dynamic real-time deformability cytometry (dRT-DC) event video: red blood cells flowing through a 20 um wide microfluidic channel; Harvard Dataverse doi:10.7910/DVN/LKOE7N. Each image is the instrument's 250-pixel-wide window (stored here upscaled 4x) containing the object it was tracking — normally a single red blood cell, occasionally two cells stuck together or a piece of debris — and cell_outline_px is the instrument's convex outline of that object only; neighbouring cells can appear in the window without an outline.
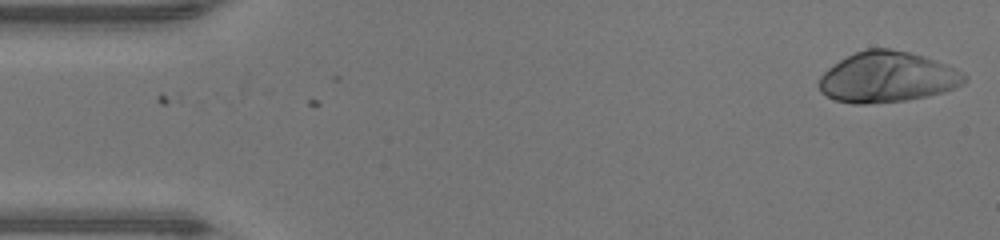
{"species": "human", "species_latin": "Homo sapiens", "temperature_condition": "warm", "stored_images_in_passage": 47, "camera_frame_rate_fps": 3000, "um_per_image_px": 0.085, "donor": {"sex": "male"}, "frame": {"image": 1, "passage_image": 1, "time_ms": 0.0, "image_size_px": [1000, 240], "cell_outline_px": [[968, 80], [964, 84], [944, 92], [904, 100], [864, 104], [852, 104], [836, 100], [820, 92], [816, 84], [820, 76], [828, 68], [840, 60], [856, 52], [868, 48], [888, 48], [908, 52], [924, 56], [964, 72], [968, 76]], "centroid_in_image_um": [75.41, 6.56], "position_along_channel_um": 9.6, "area_um2": 42.89}}
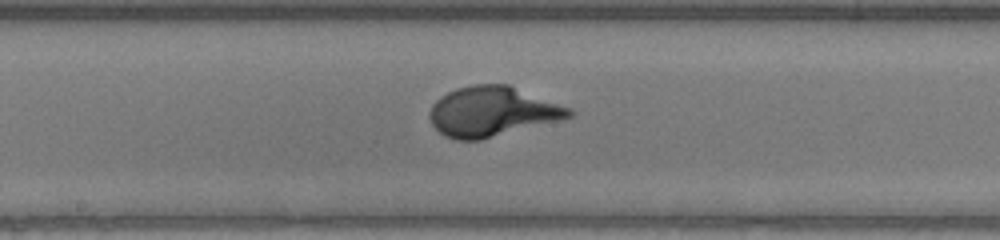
{"frame": {"image": 2, "passage_image": 24, "time_ms": 7.667, "image_size_px": [1000, 240], "cell_outline_px": [[576, 112], [572, 116], [560, 120], [480, 140], [456, 140], [444, 136], [432, 124], [428, 116], [432, 104], [440, 96], [456, 88], [472, 84], [508, 84], [572, 108]], "centroid_in_image_um": [41.84, 9.47], "position_along_channel_um": 206.4, "area_um2": 40.69}}
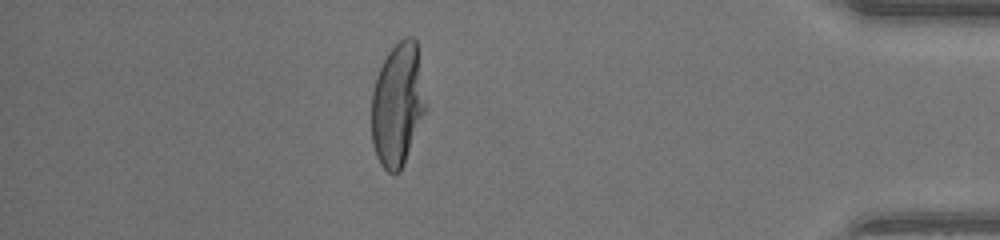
{"frame": {"image": 3, "passage_image": 41, "time_ms": 13.333, "image_size_px": [1000, 240], "cell_outline_px": [[428, 108], [404, 164], [400, 172], [388, 172], [380, 164], [376, 156], [372, 144], [372, 92], [376, 76], [388, 52], [404, 36], [412, 36], [416, 40], [428, 104]], "centroid_in_image_um": [33.83, 8.89], "position_along_channel_um": 401.4, "area_um2": 39.54}}